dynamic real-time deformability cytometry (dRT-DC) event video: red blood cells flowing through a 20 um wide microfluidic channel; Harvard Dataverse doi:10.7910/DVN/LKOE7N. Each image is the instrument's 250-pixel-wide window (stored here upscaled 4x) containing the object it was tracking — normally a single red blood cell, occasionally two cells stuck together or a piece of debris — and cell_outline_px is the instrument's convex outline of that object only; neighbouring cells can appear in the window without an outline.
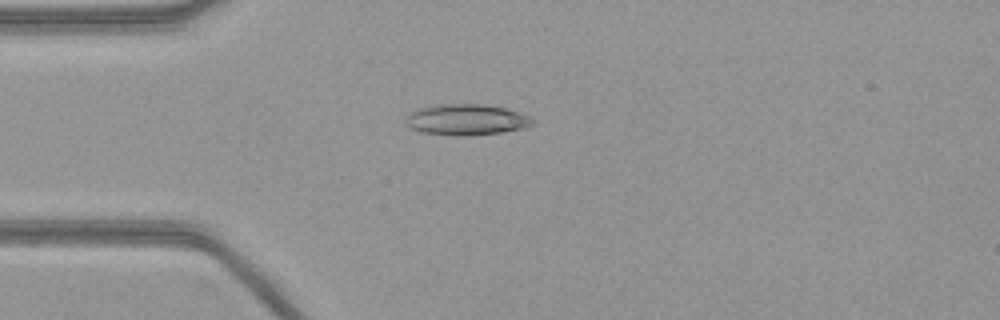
{"species": "common noctule bat (a hibernating species)", "species_latin": "Nyctalus noctula", "temperature_condition": "warm", "stored_images_in_passage": 54, "camera_frame_rate_fps": 3000, "um_per_image_px": 0.085, "animal": {"sex": "female", "body_mass_g": 21.9}, "frame": {"image": 1, "passage_image": 14, "time_ms": 4.333, "image_size_px": [1000, 320], "cell_outline_px": [[536, 124], [524, 128], [476, 136], [452, 136], [424, 132], [412, 128], [408, 124], [408, 116], [412, 112], [420, 108], [440, 104], [480, 104], [504, 108], [528, 116], [536, 120]], "centroid_in_image_um": [39.71, 10.19], "position_along_channel_um": 45.3, "area_um2": 22.66}}
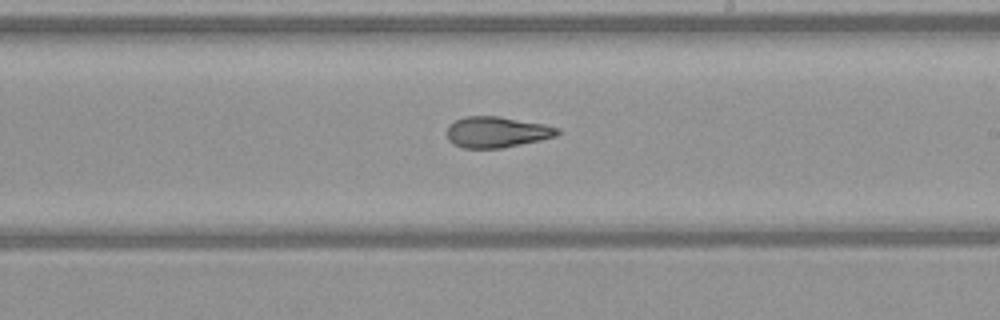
{"frame": {"image": 2, "passage_image": 31, "time_ms": 10.0, "image_size_px": [1000, 320], "cell_outline_px": [[560, 132], [556, 136], [540, 140], [500, 148], [464, 148], [452, 144], [448, 140], [448, 124], [464, 116], [500, 116], [544, 124], [560, 128]], "centroid_in_image_um": [42.21, 11.22], "position_along_channel_um": 246.8, "area_um2": 19.94}}
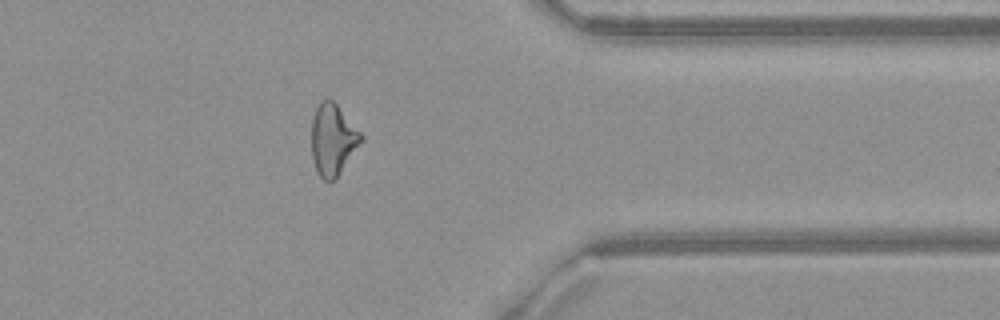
{"frame": {"image": 3, "passage_image": 43, "time_ms": 14.0, "image_size_px": [1000, 320], "cell_outline_px": [[364, 136], [336, 180], [324, 180], [316, 172], [312, 160], [312, 116], [320, 100], [332, 100], [336, 104]], "centroid_in_image_um": [28.26, 11.89], "position_along_channel_um": 383.1, "area_um2": 20.4}}